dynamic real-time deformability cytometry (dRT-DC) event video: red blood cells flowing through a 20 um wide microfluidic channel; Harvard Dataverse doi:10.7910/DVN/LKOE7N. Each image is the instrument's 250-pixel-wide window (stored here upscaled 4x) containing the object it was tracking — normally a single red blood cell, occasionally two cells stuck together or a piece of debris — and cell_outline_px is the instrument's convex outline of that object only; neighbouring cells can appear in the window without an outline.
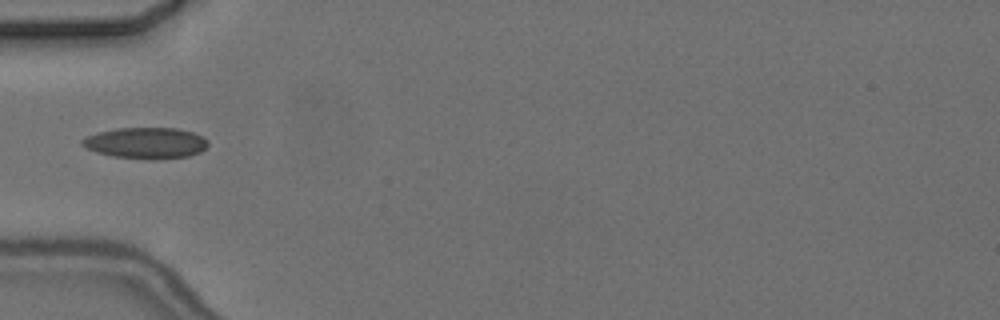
{"species": "common noctule bat (a hibernating species)", "species_latin": "Nyctalus noctula", "temperature_condition": "cold", "stored_images_in_passage": 2, "camera_frame_rate_fps": 3000, "um_per_image_px": 0.085, "animal": {"sex": "female", "body_mass_g": 24.6, "forearm_length_mm": 56.2}, "frame": {"image": 1, "passage_image": 2, "time_ms": 1.333, "image_size_px": [1000, 320], "cell_outline_px": [[208, 144], [200, 152], [188, 156], [156, 160], [152, 160], [112, 156], [96, 152], [80, 144], [80, 140], [88, 136], [100, 132], [116, 128], [176, 128], [192, 132], [204, 136], [208, 140]], "centroid_in_image_um": [12.42, 12.16], "position_along_channel_um": 72.6, "area_um2": 22.89}}